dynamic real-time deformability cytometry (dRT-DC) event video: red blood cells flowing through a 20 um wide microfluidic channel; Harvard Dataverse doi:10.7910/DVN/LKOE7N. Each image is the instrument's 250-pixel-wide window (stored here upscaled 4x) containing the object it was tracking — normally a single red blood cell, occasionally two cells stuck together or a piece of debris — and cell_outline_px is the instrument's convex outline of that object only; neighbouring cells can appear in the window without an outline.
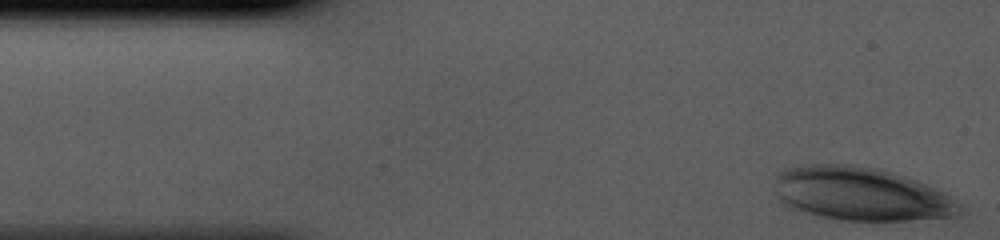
{"species": "human", "species_latin": "Homo sapiens", "temperature_condition": "cold", "stored_images_in_passage": 35, "camera_frame_rate_fps": 3000, "um_per_image_px": 0.085, "donor": {"sex": "male"}, "frame": {"image": 1, "passage_image": 1, "time_ms": 0.0, "image_size_px": [1000, 240], "cell_outline_px": [[968, 212], [956, 220], [840, 220], [792, 212], [776, 204], [776, 176], [784, 168], [800, 164], [852, 164], [880, 168], [916, 180], [944, 192], [960, 204]], "centroid_in_image_um": [73.2, 16.52], "position_along_channel_um": 11.8, "area_um2": 59.94}}
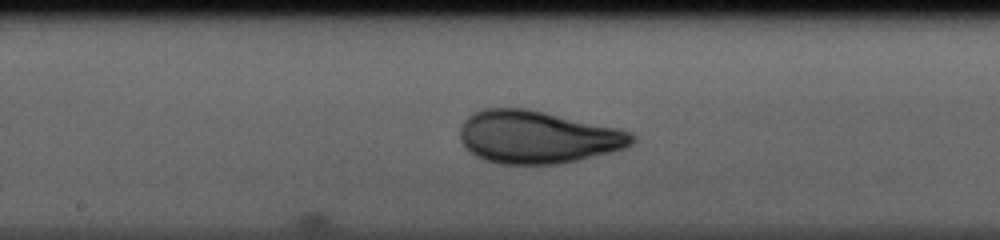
{"frame": {"image": 2, "passage_image": 20, "time_ms": 6.333, "image_size_px": [1000, 240], "cell_outline_px": [[636, 136], [632, 144], [624, 148], [612, 152], [580, 160], [556, 164], [500, 164], [484, 160], [468, 152], [464, 148], [460, 140], [460, 128], [464, 120], [472, 112], [484, 108], [524, 108], [544, 112], [620, 128], [632, 132]], "centroid_in_image_um": [45.68, 11.65], "position_along_channel_um": 202.5, "area_um2": 53.29}}
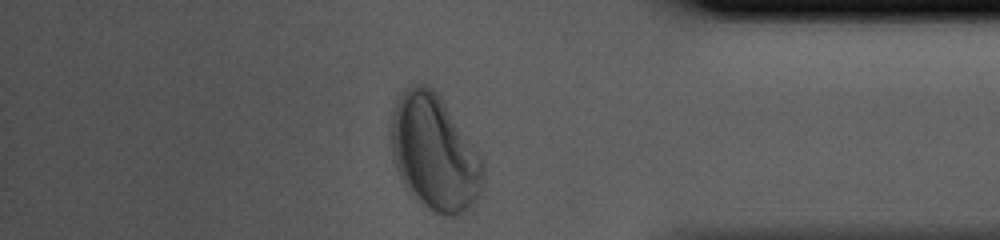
{"frame": {"image": 3, "passage_image": 35, "time_ms": 11.333, "image_size_px": [1000, 240], "cell_outline_px": [[484, 176], [480, 196], [460, 216], [444, 216], [428, 208], [400, 180], [396, 172], [392, 156], [392, 112], [396, 100], [400, 92], [408, 84], [428, 84], [440, 96], [480, 156], [484, 164]], "centroid_in_image_um": [36.92, 12.97], "position_along_channel_um": 398.3, "area_um2": 61.79}}